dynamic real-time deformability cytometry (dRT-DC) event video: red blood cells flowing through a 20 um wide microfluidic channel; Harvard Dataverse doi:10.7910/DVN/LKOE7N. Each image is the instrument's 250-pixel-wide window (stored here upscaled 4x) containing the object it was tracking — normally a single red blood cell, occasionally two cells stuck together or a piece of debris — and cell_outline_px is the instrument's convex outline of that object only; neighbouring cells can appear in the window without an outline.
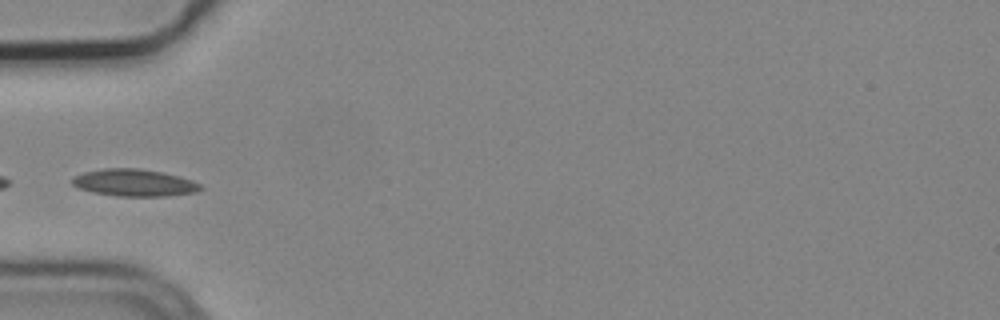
{"species": "common noctule bat (a hibernating species)", "species_latin": "Nyctalus noctula", "temperature_condition": "cold", "stored_images_in_passage": 6, "camera_frame_rate_fps": 3000, "um_per_image_px": 0.085, "animal": {"sex": "male", "body_mass_g": 19.2, "forearm_length_mm": 51.8}, "frame": {"image": 1, "passage_image": 3, "time_ms": 0.667, "image_size_px": [1000, 320], "cell_outline_px": [[204, 188], [196, 192], [168, 196], [116, 196], [92, 192], [76, 188], [72, 184], [72, 176], [84, 172], [104, 168], [140, 168], [164, 172], [180, 176], [192, 180], [200, 184]], "centroid_in_image_um": [11.4, 15.53], "position_along_channel_um": 73.6, "area_um2": 20.58}}
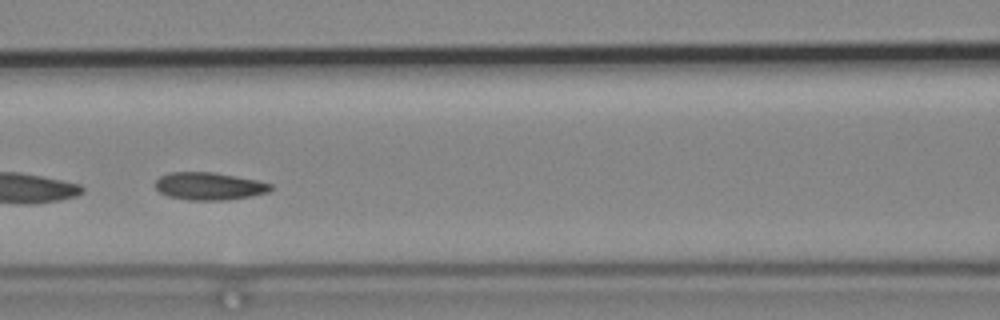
{"frame": {"image": 2, "passage_image": 5, "time_ms": 1.333, "image_size_px": [1000, 320], "cell_outline_px": [[272, 188], [268, 192], [252, 196], [224, 200], [188, 200], [168, 196], [160, 192], [156, 188], [156, 180], [160, 176], [168, 172], [212, 172], [256, 180], [272, 184]], "centroid_in_image_um": [17.76, 15.82], "position_along_channel_um": 148.8, "area_um2": 18.44}}
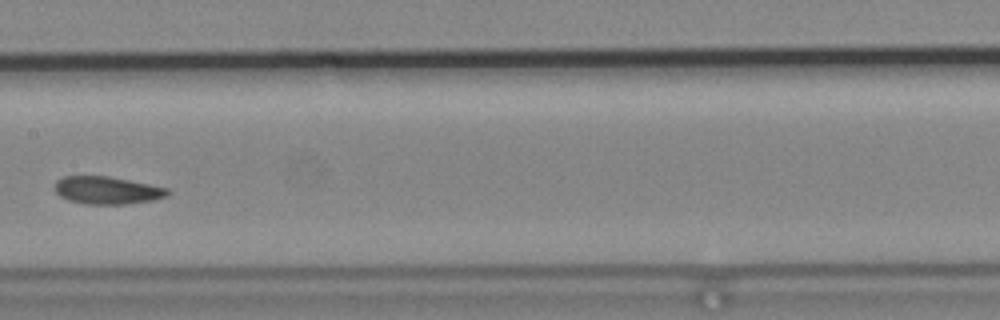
{"frame": {"image": 3, "passage_image": 6, "time_ms": 1.667, "image_size_px": [1000, 320], "cell_outline_px": [[168, 196], [152, 200], [124, 204], [84, 204], [68, 200], [60, 196], [56, 192], [56, 180], [64, 176], [108, 176], [168, 188]], "centroid_in_image_um": [9.08, 16.18], "position_along_channel_um": 198.3, "area_um2": 17.98}}